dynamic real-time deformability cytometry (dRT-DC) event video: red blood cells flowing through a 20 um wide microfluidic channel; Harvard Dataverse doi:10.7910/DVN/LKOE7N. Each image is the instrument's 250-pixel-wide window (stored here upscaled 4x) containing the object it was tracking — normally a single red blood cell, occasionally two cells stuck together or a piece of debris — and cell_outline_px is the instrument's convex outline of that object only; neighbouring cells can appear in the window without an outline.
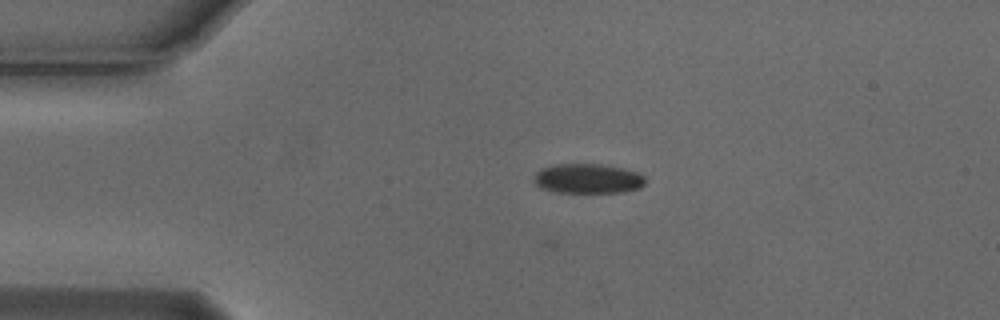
{"species": "Egyptian fruit bat (a non-hibernating species)", "species_latin": "Rousettus aegyptiacus", "temperature_condition": "cold", "stored_images_in_passage": 45, "camera_frame_rate_fps": 3000, "um_per_image_px": 0.085, "animal": {"sex": "male"}, "frame": {"image": 1, "passage_image": 1, "time_ms": 0.0, "image_size_px": [1000, 320], "cell_outline_px": [[644, 184], [640, 188], [624, 192], [556, 192], [540, 188], [532, 180], [536, 172], [540, 168], [556, 164], [600, 164], [624, 168], [640, 172], [644, 176]], "centroid_in_image_um": [49.96, 15.17], "position_along_channel_um": 35.0, "area_um2": 19.48}}
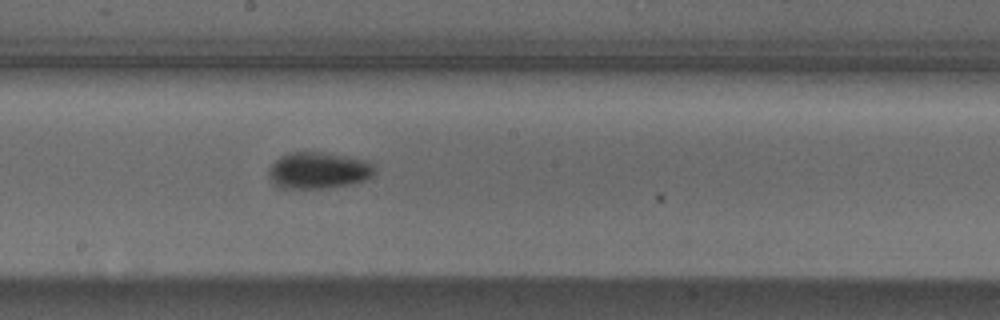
{"frame": {"image": 2, "passage_image": 19, "time_ms": 6.0, "image_size_px": [1000, 320], "cell_outline_px": [[376, 172], [372, 176], [364, 180], [348, 184], [324, 188], [276, 188], [272, 184], [268, 176], [268, 168], [280, 156], [288, 152], [324, 152], [364, 160], [372, 164]], "centroid_in_image_um": [26.99, 14.49], "position_along_channel_um": 221.2, "area_um2": 22.6}}
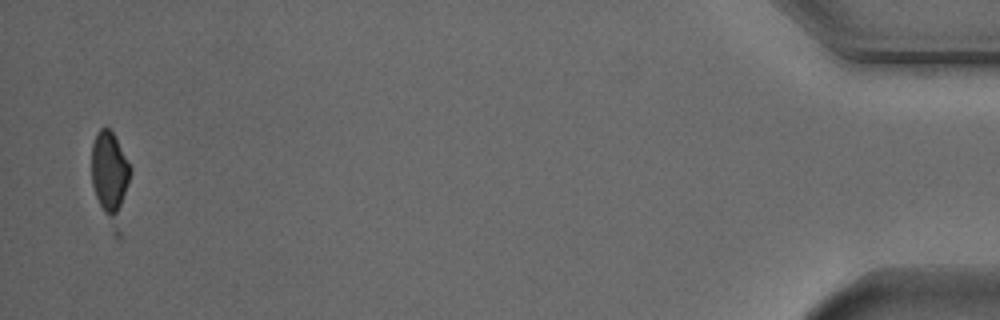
{"frame": {"image": 3, "passage_image": 43, "time_ms": 14.0, "image_size_px": [1000, 320], "cell_outline_px": [[132, 168], [120, 240], [116, 240], [112, 232], [96, 196], [92, 184], [92, 144], [96, 132], [100, 128], [108, 128], [112, 132]], "centroid_in_image_um": [9.4, 15.17], "position_along_channel_um": 425.8, "area_um2": 21.1}, "authors_computed_cell_mechanics": {"area_um2": 21.1548, "velocity_mm_per_s": 3.7262, "shape_relaxation_time_tau1_ms": 2.2737, "shape_relaxation_time_tau2_ms": 3.9777, "deformation_change_tau1": 0.0968, "deformation_change_tau2": 0.0677}}